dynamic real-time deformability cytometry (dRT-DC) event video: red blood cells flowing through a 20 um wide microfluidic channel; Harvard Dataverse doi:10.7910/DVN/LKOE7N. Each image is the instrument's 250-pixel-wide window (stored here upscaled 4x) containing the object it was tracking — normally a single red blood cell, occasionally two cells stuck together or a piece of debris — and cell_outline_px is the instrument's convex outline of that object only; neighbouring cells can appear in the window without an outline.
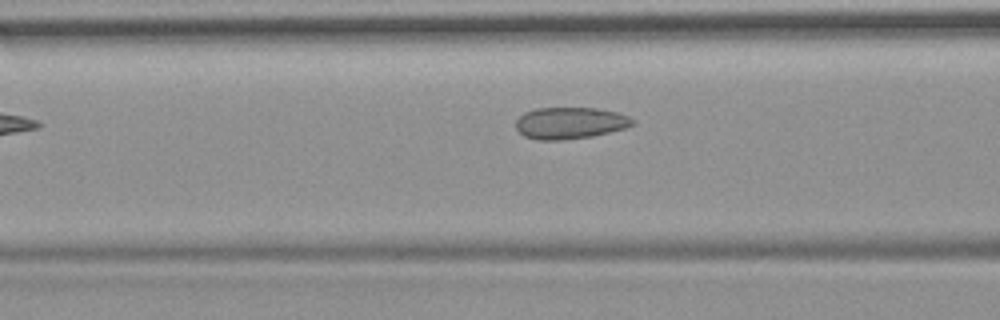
{"species": "common noctule bat (a hibernating species)", "species_latin": "Nyctalus noctula", "temperature_condition": "room temperature", "stored_images_in_passage": 28, "camera_frame_rate_fps": 3000, "um_per_image_px": 0.085, "animal": {"sex": "female", "body_mass_g": 19.9}, "frame": {"image": 1, "passage_image": 5, "time_ms": 1.333, "image_size_px": [1000, 320], "cell_outline_px": [[636, 124], [624, 128], [592, 136], [564, 140], [536, 140], [524, 136], [516, 128], [516, 120], [524, 112], [536, 108], [600, 108], [616, 112], [628, 116], [636, 120]], "centroid_in_image_um": [48.46, 10.45], "position_along_channel_um": 118.1, "area_um2": 21.68}}
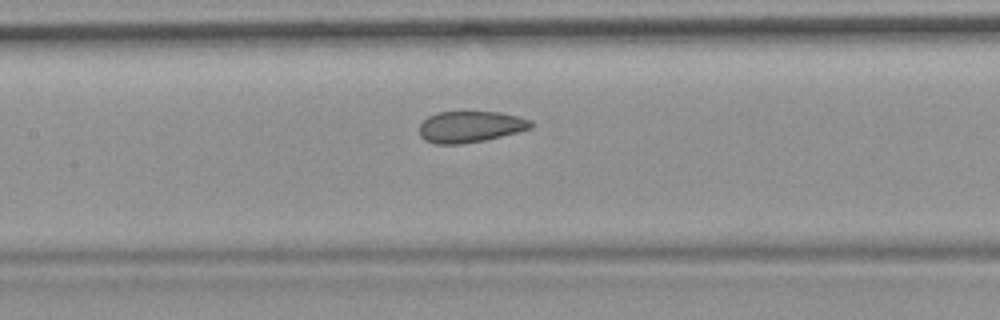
{"frame": {"image": 2, "passage_image": 9, "time_ms": 2.667, "image_size_px": [1000, 320], "cell_outline_px": [[532, 128], [484, 140], [460, 144], [436, 144], [420, 136], [420, 124], [428, 116], [436, 112], [500, 112], [532, 120]], "centroid_in_image_um": [39.97, 10.76], "position_along_channel_um": 167.4, "area_um2": 20.11}}